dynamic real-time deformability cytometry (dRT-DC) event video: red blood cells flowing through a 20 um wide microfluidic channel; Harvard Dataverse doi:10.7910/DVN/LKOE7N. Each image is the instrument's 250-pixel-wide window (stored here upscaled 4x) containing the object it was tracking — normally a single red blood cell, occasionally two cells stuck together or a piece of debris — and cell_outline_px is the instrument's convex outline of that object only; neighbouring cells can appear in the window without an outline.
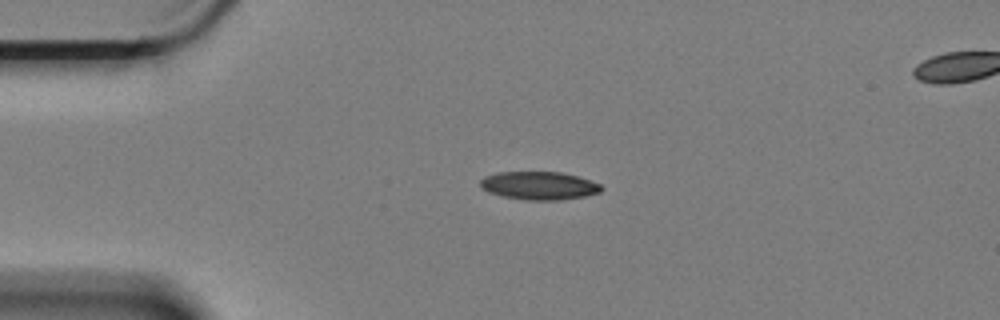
{"species": "Egyptian fruit bat (a non-hibernating species)", "species_latin": "Rousettus aegyptiacus", "temperature_condition": "cold", "stored_images_in_passage": 3, "camera_frame_rate_fps": 3000, "um_per_image_px": 0.085, "animal": {"sex": "female"}, "frame": {"image": 1, "passage_image": 3, "time_ms": 0.667, "image_size_px": [1000, 320], "cell_outline_px": [[604, 188], [600, 192], [584, 196], [560, 200], [524, 200], [500, 196], [488, 192], [480, 188], [480, 180], [484, 176], [496, 172], [560, 172], [576, 176], [600, 184]], "centroid_in_image_um": [45.77, 15.78], "position_along_channel_um": 39.2, "area_um2": 19.94}}